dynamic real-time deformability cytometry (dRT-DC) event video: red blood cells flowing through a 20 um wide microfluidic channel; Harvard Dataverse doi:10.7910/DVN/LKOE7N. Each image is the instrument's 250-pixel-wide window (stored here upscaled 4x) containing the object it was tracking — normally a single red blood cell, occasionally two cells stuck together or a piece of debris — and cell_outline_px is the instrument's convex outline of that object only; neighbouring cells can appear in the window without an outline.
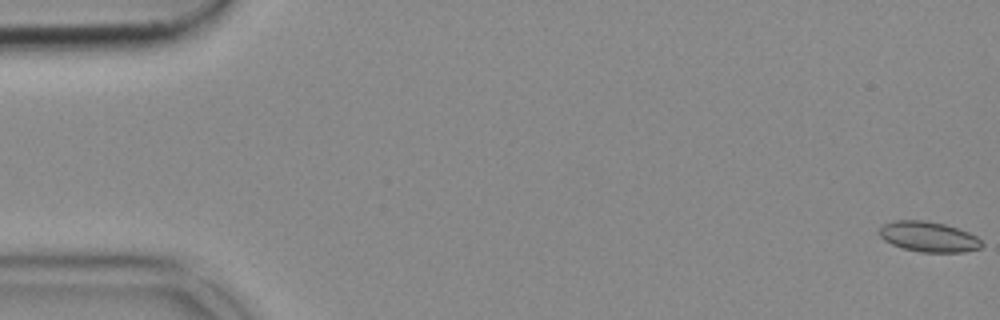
{"species": "common noctule bat (a hibernating species)", "species_latin": "Nyctalus noctula", "temperature_condition": "cold", "stored_images_in_passage": 54, "camera_frame_rate_fps": 3000, "um_per_image_px": 0.085, "animal": {"sex": "female", "body_mass_g": 18.4}, "frame": {"image": 1, "passage_image": 1, "time_ms": 0.0, "image_size_px": [1000, 320], "cell_outline_px": [[984, 244], [980, 248], [964, 252], [920, 252], [904, 248], [892, 244], [884, 240], [880, 236], [880, 228], [884, 224], [896, 220], [924, 220], [944, 224], [968, 232], [976, 236]], "centroid_in_image_um": [78.94, 20.12], "position_along_channel_um": 6.1, "area_um2": 17.92}}
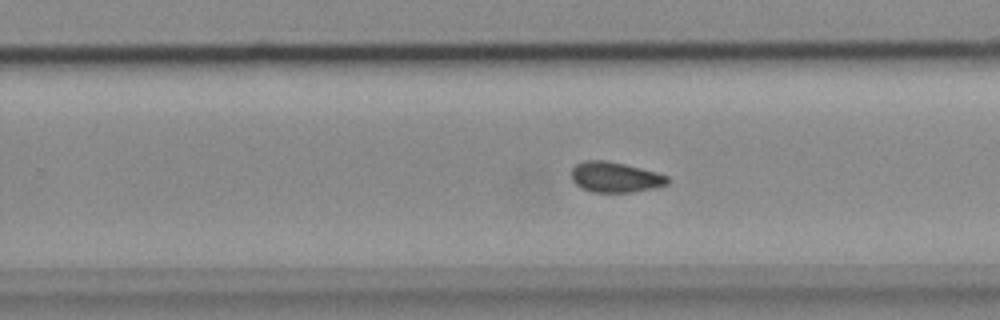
{"frame": {"image": 2, "passage_image": 34, "time_ms": 11.0, "image_size_px": [1000, 320], "cell_outline_px": [[668, 184], [656, 188], [632, 192], [592, 192], [580, 188], [572, 180], [572, 168], [576, 164], [584, 160], [604, 160], [624, 164], [656, 172], [668, 176]], "centroid_in_image_um": [52.28, 15.06], "position_along_channel_um": 277.5, "area_um2": 17.05}}
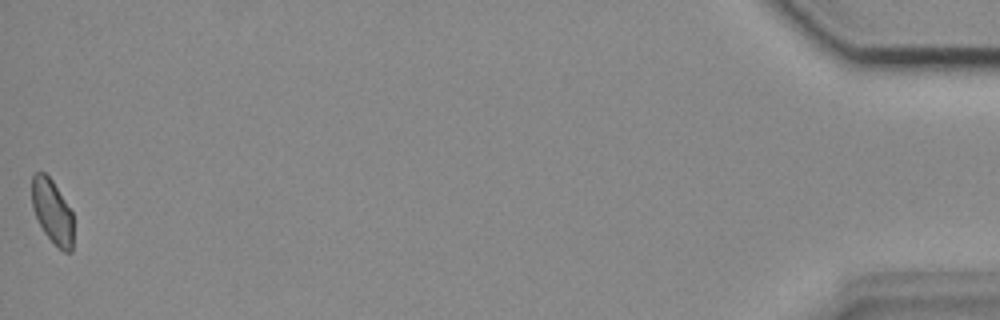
{"frame": {"image": 3, "passage_image": 54, "time_ms": 17.667, "image_size_px": [1000, 320], "cell_outline_px": [[72, 252], [64, 252], [44, 232], [36, 216], [32, 204], [32, 176], [36, 172], [44, 172], [52, 180], [72, 212]], "centroid_in_image_um": [4.44, 17.96], "position_along_channel_um": 430.8, "area_um2": 15.09}}